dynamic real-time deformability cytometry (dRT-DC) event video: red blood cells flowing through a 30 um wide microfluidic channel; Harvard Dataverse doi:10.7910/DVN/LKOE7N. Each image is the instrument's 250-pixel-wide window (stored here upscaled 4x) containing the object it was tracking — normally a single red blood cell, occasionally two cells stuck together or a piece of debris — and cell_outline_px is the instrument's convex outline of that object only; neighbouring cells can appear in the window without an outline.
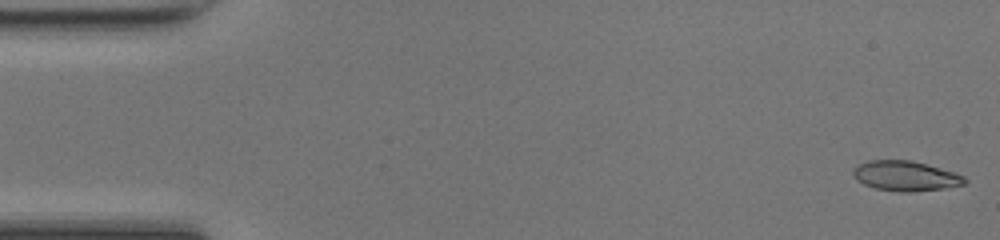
{"species": "common noctule bat (a hibernating species)", "species_latin": "Nyctalus noctula", "temperature_condition": "room temperature", "stored_images_in_passage": 48, "camera_frame_rate_fps": 3000, "um_per_image_px": 0.085, "animal": {"sex": "female", "body_mass_g": 17.0, "forearm_length_mm": 48.0}, "frame": {"image": 1, "passage_image": 1, "time_ms": 0.0, "image_size_px": [1000, 240], "cell_outline_px": [[968, 184], [944, 188], [912, 192], [900, 192], [876, 188], [864, 184], [856, 180], [852, 176], [852, 172], [856, 164], [868, 160], [908, 160], [956, 172], [964, 176], [968, 180]], "centroid_in_image_um": [76.97, 14.96], "position_along_channel_um": 8.0, "area_um2": 19.65}}
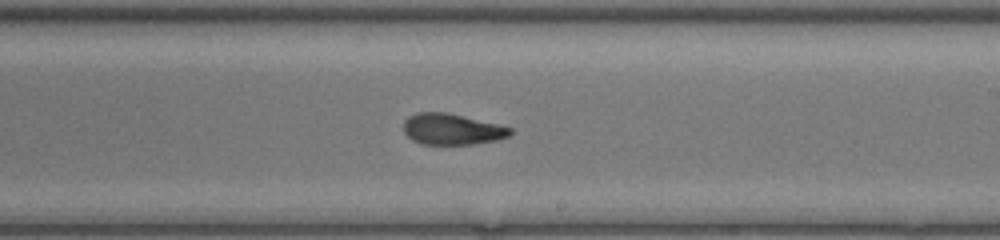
{"frame": {"image": 2, "passage_image": 28, "time_ms": 9.0, "image_size_px": [1000, 240], "cell_outline_px": [[512, 132], [508, 136], [496, 140], [472, 144], [420, 144], [412, 140], [404, 132], [404, 120], [408, 116], [416, 112], [448, 112], [512, 128]], "centroid_in_image_um": [38.37, 10.97], "position_along_channel_um": 250.6, "area_um2": 19.25}}
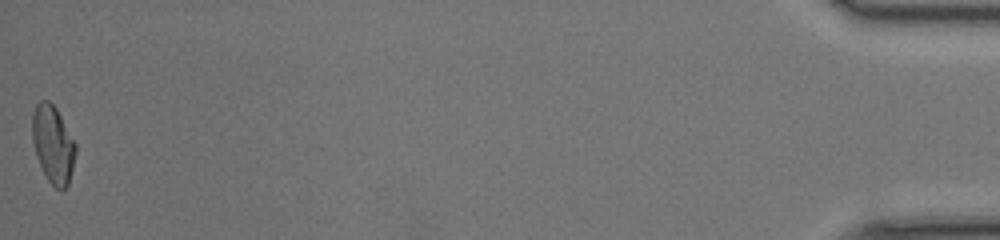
{"frame": {"image": 3, "passage_image": 48, "time_ms": 15.667, "image_size_px": [1000, 240], "cell_outline_px": [[76, 152], [68, 184], [64, 188], [56, 188], [48, 180], [36, 156], [32, 140], [32, 116], [36, 104], [40, 100], [48, 100], [56, 108], [76, 144]], "centroid_in_image_um": [4.49, 12.23], "position_along_channel_um": 430.7, "area_um2": 19.31}, "authors_computed_cell_mechanics": {"area_um2": 19.652, "velocity_mm_per_s": 4.3031, "shape_relaxation_time_tau1_ms": 5.5786, "shape_relaxation_time_tau2_ms": 1.8844, "deformation_change_tau1": 0.2122, "deformation_change_tau2": 0.087}}